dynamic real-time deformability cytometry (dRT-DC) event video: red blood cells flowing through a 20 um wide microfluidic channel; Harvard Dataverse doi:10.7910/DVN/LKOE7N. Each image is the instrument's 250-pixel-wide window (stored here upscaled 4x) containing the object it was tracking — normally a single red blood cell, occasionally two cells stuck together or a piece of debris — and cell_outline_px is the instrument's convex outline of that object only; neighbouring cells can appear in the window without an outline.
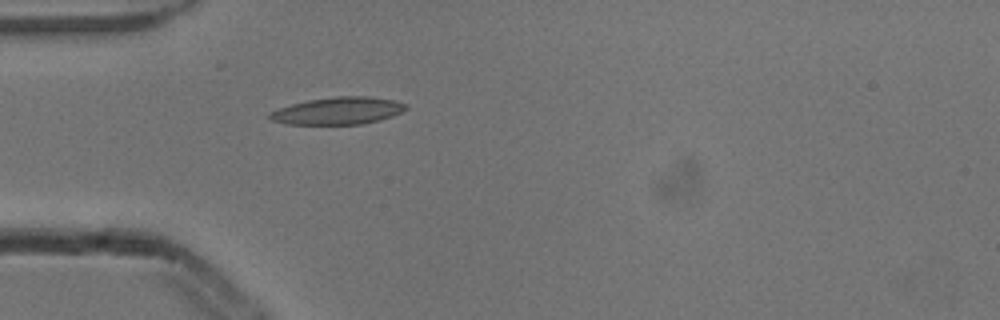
{"species": "common noctule bat (a hibernating species)", "species_latin": "Nyctalus noctula", "temperature_condition": "cold", "stored_images_in_passage": 5, "camera_frame_rate_fps": 3000, "um_per_image_px": 0.085, "animal": {"sex": "male", "body_mass_g": 13.3}, "frame": {"image": 1, "passage_image": 5, "time_ms": 1.333, "image_size_px": [1000, 320], "cell_outline_px": [[408, 108], [392, 116], [380, 120], [360, 124], [284, 124], [272, 120], [264, 116], [280, 108], [292, 104], [308, 100], [336, 96], [368, 96], [396, 100], [408, 104]], "centroid_in_image_um": [28.75, 9.41], "position_along_channel_um": 56.3, "area_um2": 21.68}}